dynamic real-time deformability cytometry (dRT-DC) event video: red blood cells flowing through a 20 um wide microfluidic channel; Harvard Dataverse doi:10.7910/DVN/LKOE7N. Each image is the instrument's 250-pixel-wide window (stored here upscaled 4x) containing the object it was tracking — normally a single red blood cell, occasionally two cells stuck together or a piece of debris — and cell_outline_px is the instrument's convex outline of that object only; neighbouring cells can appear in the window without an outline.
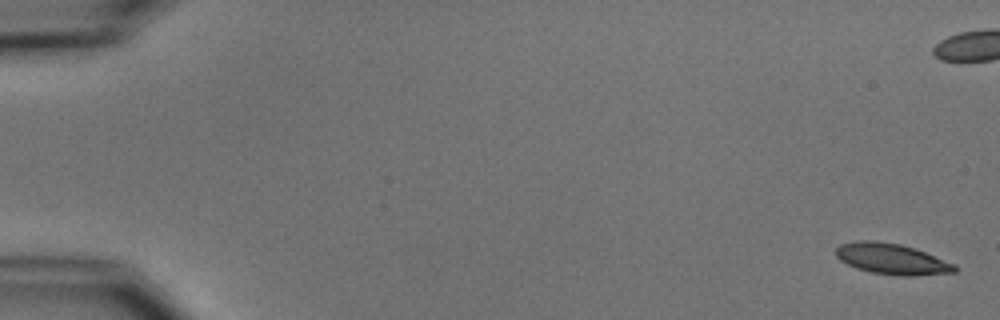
{"species": "common noctule bat (a hibernating species)", "species_latin": "Nyctalus noctula", "temperature_condition": "cold", "stored_images_in_passage": 6, "camera_frame_rate_fps": 3000, "um_per_image_px": 0.085, "animal": {"sex": "male", "body_mass_g": 15.6}, "frame": {"image": 1, "passage_image": 1, "time_ms": 0.0, "image_size_px": [1000, 320], "cell_outline_px": [[956, 272], [916, 276], [900, 276], [872, 272], [856, 268], [840, 260], [836, 256], [836, 248], [840, 244], [856, 240], [876, 240], [900, 244], [916, 248], [956, 264]], "centroid_in_image_um": [75.82, 22.0], "position_along_channel_um": 9.2, "area_um2": 21.56}}